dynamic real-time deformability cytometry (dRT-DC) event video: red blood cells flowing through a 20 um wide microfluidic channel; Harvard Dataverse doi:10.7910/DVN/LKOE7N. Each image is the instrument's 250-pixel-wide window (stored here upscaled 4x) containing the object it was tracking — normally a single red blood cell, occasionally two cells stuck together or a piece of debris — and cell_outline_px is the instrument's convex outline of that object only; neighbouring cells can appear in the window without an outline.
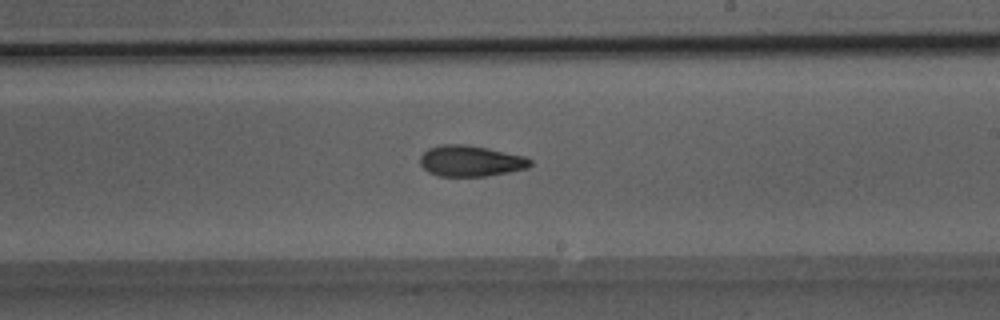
{"species": "Egyptian fruit bat (a non-hibernating species)", "species_latin": "Rousettus aegyptiacus", "temperature_condition": "room temperature", "stored_images_in_passage": 40, "camera_frame_rate_fps": 3000, "um_per_image_px": 0.085, "animal": {"sex": "male"}, "frame": {"image": 1, "passage_image": 24, "time_ms": 7.667, "image_size_px": [1000, 320], "cell_outline_px": [[532, 164], [528, 168], [508, 172], [484, 176], [440, 176], [428, 172], [420, 164], [420, 156], [428, 148], [440, 144], [464, 144], [488, 148], [524, 156], [532, 160]], "centroid_in_image_um": [39.99, 13.67], "position_along_channel_um": 249.0, "area_um2": 19.88}}
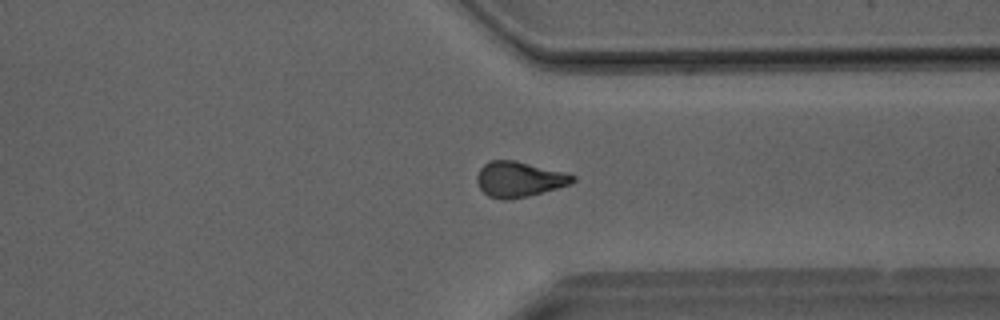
{"frame": {"image": 2, "passage_image": 31, "time_ms": 10.0, "image_size_px": [1000, 320], "cell_outline_px": [[576, 180], [572, 184], [528, 196], [508, 200], [500, 200], [488, 196], [480, 188], [476, 180], [476, 176], [480, 168], [484, 164], [492, 160], [516, 160], [568, 172], [576, 176]], "centroid_in_image_um": [44.16, 15.23], "position_along_channel_um": 367.2, "area_um2": 20.11}}
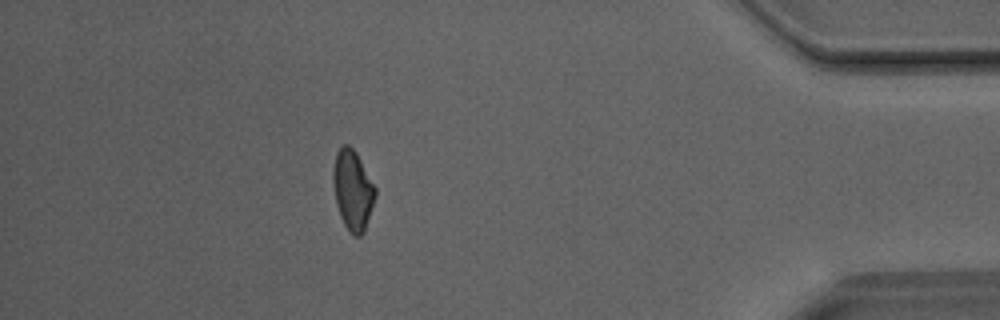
{"frame": {"image": 3, "passage_image": 36, "time_ms": 11.667, "image_size_px": [1000, 320], "cell_outline_px": [[376, 196], [364, 232], [360, 236], [356, 236], [344, 224], [340, 216], [336, 204], [332, 180], [332, 172], [336, 152], [344, 144], [348, 144], [356, 152], [376, 188]], "centroid_in_image_um": [29.97, 16.13], "position_along_channel_um": 405.2, "area_um2": 19.54}}